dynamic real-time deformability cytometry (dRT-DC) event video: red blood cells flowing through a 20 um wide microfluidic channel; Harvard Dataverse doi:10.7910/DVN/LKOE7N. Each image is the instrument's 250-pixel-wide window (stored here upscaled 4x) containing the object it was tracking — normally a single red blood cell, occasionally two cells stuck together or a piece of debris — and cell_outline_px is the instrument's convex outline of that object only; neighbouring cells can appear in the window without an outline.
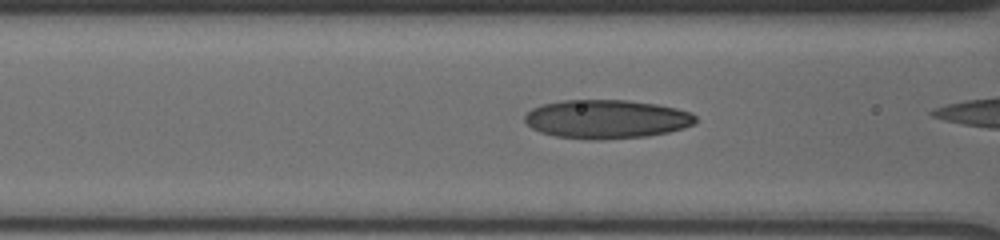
{"species": "human", "species_latin": "Homo sapiens", "temperature_condition": "cold", "stored_images_in_passage": 19, "camera_frame_rate_fps": 3000, "um_per_image_px": 0.085, "donor": {"sex": "male"}, "frame": {"image": 1, "passage_image": 7, "time_ms": 1.0, "image_size_px": [1000, 240], "cell_outline_px": [[696, 124], [684, 128], [668, 132], [644, 136], [600, 140], [556, 136], [540, 132], [532, 128], [524, 120], [524, 116], [532, 108], [544, 104], [564, 100], [628, 100], [656, 104], [676, 108], [692, 112], [696, 116]], "centroid_in_image_um": [51.58, 10.12], "position_along_channel_um": 115.0, "area_um2": 38.49}}
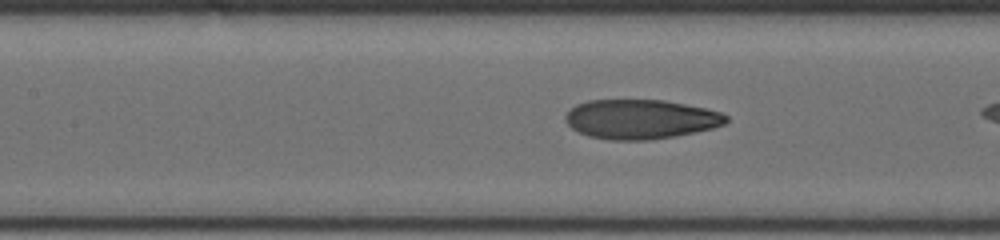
{"frame": {"image": 2, "passage_image": 12, "time_ms": 2.0, "image_size_px": [1000, 240], "cell_outline_px": [[728, 120], [724, 124], [712, 128], [676, 136], [648, 140], [608, 140], [588, 136], [572, 128], [568, 124], [564, 116], [576, 104], [588, 100], [664, 100], [704, 108], [720, 112], [728, 116]], "centroid_in_image_um": [54.44, 10.13], "position_along_channel_um": 153.0, "area_um2": 36.82}}